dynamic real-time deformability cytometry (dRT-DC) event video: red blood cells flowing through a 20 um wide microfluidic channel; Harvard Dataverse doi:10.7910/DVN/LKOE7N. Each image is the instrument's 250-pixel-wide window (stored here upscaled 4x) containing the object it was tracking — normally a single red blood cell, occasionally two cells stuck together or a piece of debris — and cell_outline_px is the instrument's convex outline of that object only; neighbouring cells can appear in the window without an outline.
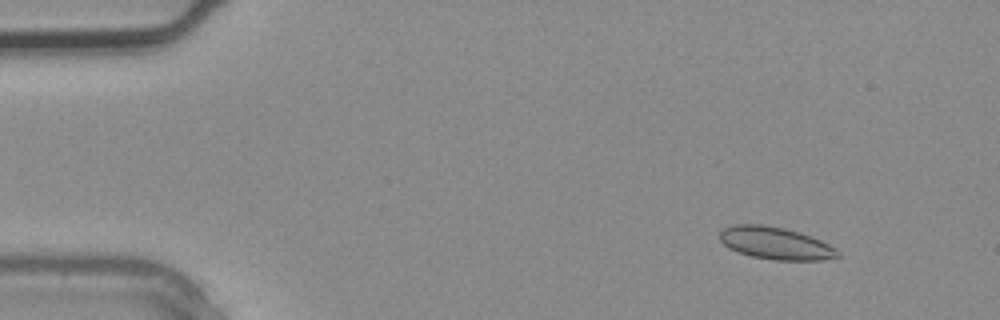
{"species": "common noctule bat (a hibernating species)", "species_latin": "Nyctalus noctula", "temperature_condition": "warm", "stored_images_in_passage": 3, "camera_frame_rate_fps": 3000, "um_per_image_px": 0.085, "animal": {"sex": "male", "body_mass_g": 20.4}, "frame": {"image": 1, "passage_image": 1, "time_ms": 0.0, "image_size_px": [1000, 320], "cell_outline_px": [[840, 256], [820, 260], [776, 260], [752, 256], [728, 248], [720, 240], [720, 232], [724, 228], [736, 224], [764, 224], [784, 228], [820, 240], [836, 248], [840, 252]], "centroid_in_image_um": [65.91, 20.67], "position_along_channel_um": 19.1, "area_um2": 21.96}}